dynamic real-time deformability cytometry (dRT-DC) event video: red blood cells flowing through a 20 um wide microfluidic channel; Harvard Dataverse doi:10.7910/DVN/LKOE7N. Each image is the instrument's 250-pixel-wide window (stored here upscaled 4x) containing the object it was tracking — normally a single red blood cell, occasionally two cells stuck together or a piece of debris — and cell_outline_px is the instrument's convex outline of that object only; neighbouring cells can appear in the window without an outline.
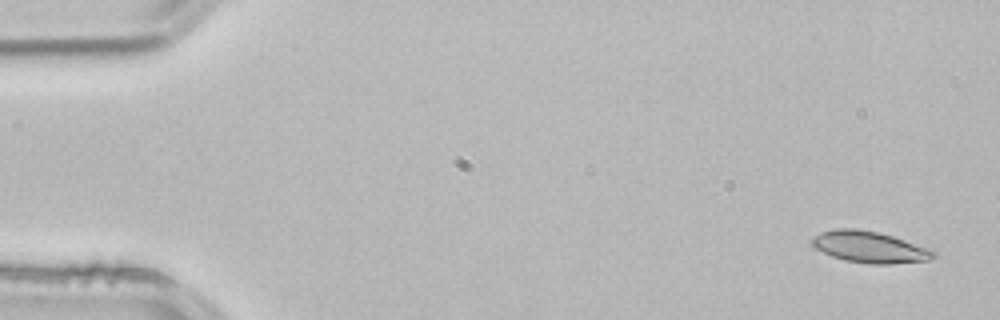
{"species": "common noctule bat (a hibernating species)", "species_latin": "Nyctalus noctula", "temperature_condition": "room temperature", "stored_images_in_passage": 3, "camera_frame_rate_fps": 3000, "um_per_image_px": 0.085, "animal": {"sex": "male", "body_mass_g": 21.5, "forearm_length_mm": 52.0}, "frame": {"image": 1, "passage_image": 1, "time_ms": 0.0, "image_size_px": [1000, 320], "cell_outline_px": [[936, 256], [928, 260], [892, 264], [872, 264], [848, 260], [832, 256], [816, 248], [812, 244], [812, 236], [820, 232], [836, 228], [856, 228], [880, 232], [932, 248], [936, 252]], "centroid_in_image_um": [73.96, 20.98], "position_along_channel_um": 11.0, "area_um2": 22.37}}